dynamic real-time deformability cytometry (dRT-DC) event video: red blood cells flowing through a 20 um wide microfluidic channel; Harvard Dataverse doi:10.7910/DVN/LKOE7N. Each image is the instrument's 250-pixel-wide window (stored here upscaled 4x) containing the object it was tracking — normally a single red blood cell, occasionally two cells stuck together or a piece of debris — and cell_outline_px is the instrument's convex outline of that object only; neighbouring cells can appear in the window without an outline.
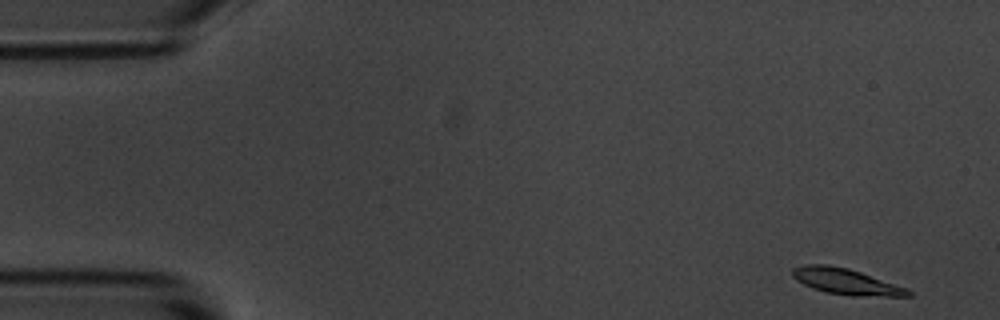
{"species": "common noctule bat (a hibernating species)", "species_latin": "Nyctalus noctula", "temperature_condition": "room temperature", "stored_images_in_passage": 7, "camera_frame_rate_fps": 3000, "um_per_image_px": 0.085, "animal": {"sex": "male", "body_mass_g": 20.1, "forearm_length_mm": 53.5}, "frame": {"image": 1, "passage_image": 1, "time_ms": 0.0, "image_size_px": [1000, 320], "cell_outline_px": [[912, 296], [852, 296], [824, 292], [812, 288], [796, 280], [792, 276], [792, 268], [804, 264], [828, 264], [848, 268], [908, 288], [912, 292]], "centroid_in_image_um": [71.9, 23.93], "position_along_channel_um": 13.1, "area_um2": 17.63}}
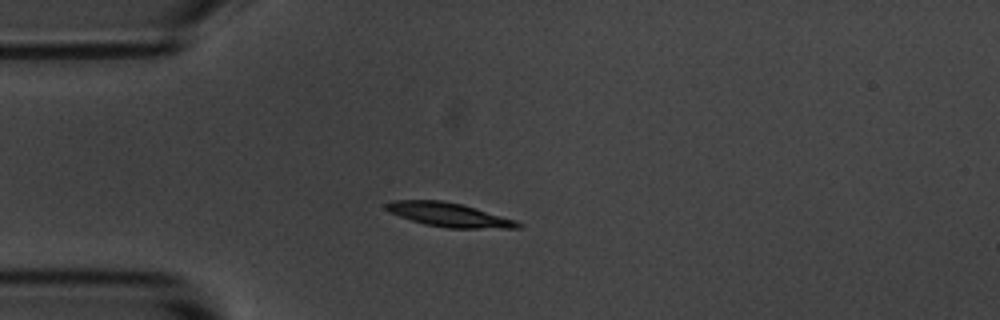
{"frame": {"image": 2, "passage_image": 4, "time_ms": 3.667, "image_size_px": [1000, 320], "cell_outline_px": [[524, 224], [520, 228], [448, 228], [424, 224], [388, 212], [384, 208], [384, 204], [392, 200], [440, 200], [460, 204], [516, 220]], "centroid_in_image_um": [38.13, 18.25], "position_along_channel_um": 46.9, "area_um2": 18.26}}
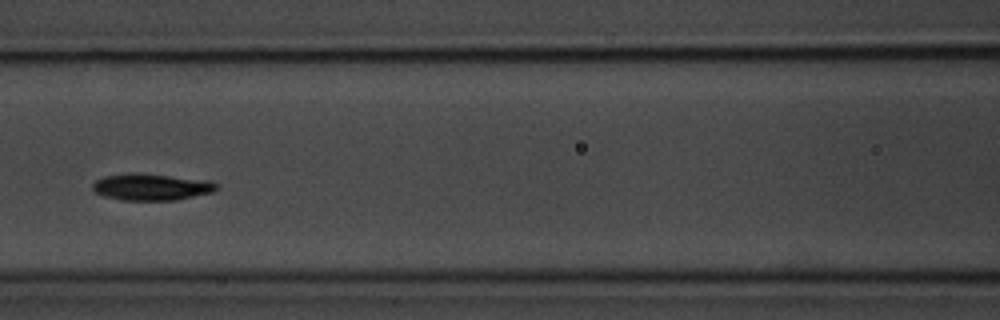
{"frame": {"image": 3, "passage_image": 7, "time_ms": 7.0, "image_size_px": [1000, 320], "cell_outline_px": [[220, 188], [212, 192], [176, 200], [124, 200], [104, 196], [96, 192], [92, 188], [92, 184], [96, 180], [104, 176], [132, 172], [136, 172], [212, 180]], "centroid_in_image_um": [12.89, 15.87], "position_along_channel_um": 153.7, "area_um2": 19.42}}